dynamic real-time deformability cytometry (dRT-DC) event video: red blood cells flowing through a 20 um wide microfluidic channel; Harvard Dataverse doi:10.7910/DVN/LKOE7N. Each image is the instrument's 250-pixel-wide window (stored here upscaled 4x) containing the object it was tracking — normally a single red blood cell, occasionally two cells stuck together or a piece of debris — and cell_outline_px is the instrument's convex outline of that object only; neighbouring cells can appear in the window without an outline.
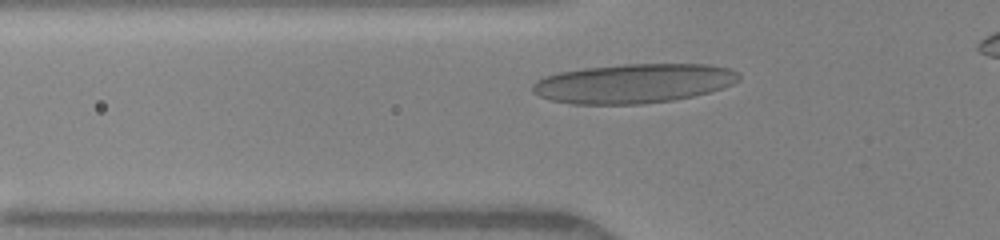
{"species": "human", "species_latin": "Homo sapiens", "temperature_condition": "warm", "stored_images_in_passage": 32, "camera_frame_rate_fps": 3000, "um_per_image_px": 0.085, "donor": {"sex": "female"}, "frame": {"image": 1, "passage_image": 6, "time_ms": 1.667, "image_size_px": [1000, 240], "cell_outline_px": [[740, 80], [724, 88], [692, 96], [672, 100], [640, 104], [572, 104], [552, 100], [540, 96], [532, 92], [532, 84], [536, 80], [544, 76], [560, 72], [584, 68], [624, 64], [708, 64], [728, 68], [740, 72]], "centroid_in_image_um": [53.86, 7.08], "position_along_channel_um": 71.9, "area_um2": 47.4}}
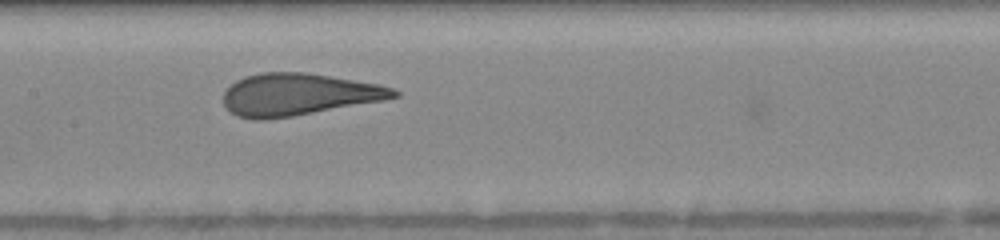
{"frame": {"image": 2, "passage_image": 14, "time_ms": 4.333, "image_size_px": [1000, 240], "cell_outline_px": [[400, 96], [384, 100], [292, 116], [260, 120], [256, 120], [236, 116], [224, 104], [224, 92], [236, 80], [244, 76], [260, 72], [304, 72], [380, 84], [392, 88], [400, 92]], "centroid_in_image_um": [25.36, 8.02], "position_along_channel_um": 182.0, "area_um2": 41.56}}
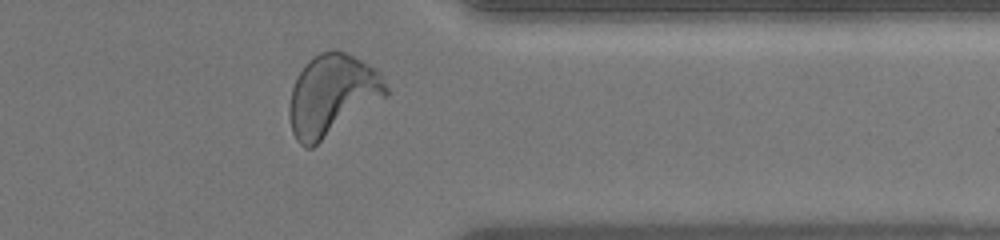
{"frame": {"image": 3, "passage_image": 29, "time_ms": 9.333, "image_size_px": [1000, 240], "cell_outline_px": [[388, 96], [312, 148], [304, 148], [296, 140], [292, 132], [288, 116], [288, 108], [292, 88], [300, 72], [308, 60], [320, 52], [344, 52], [376, 68], [384, 76], [388, 88]], "centroid_in_image_um": [28.24, 8.13], "position_along_channel_um": 383.2, "area_um2": 45.84}, "authors_computed_cell_mechanics": {"area_um2": 42.5697, "velocity_mm_per_s": 4.1075, "shape_relaxation_time_tau1_ms": 3.5515, "shape_relaxation_time_tau2_ms": null, "deformation_change_tau1": 0.1901, "deformation_change_tau2": null}}